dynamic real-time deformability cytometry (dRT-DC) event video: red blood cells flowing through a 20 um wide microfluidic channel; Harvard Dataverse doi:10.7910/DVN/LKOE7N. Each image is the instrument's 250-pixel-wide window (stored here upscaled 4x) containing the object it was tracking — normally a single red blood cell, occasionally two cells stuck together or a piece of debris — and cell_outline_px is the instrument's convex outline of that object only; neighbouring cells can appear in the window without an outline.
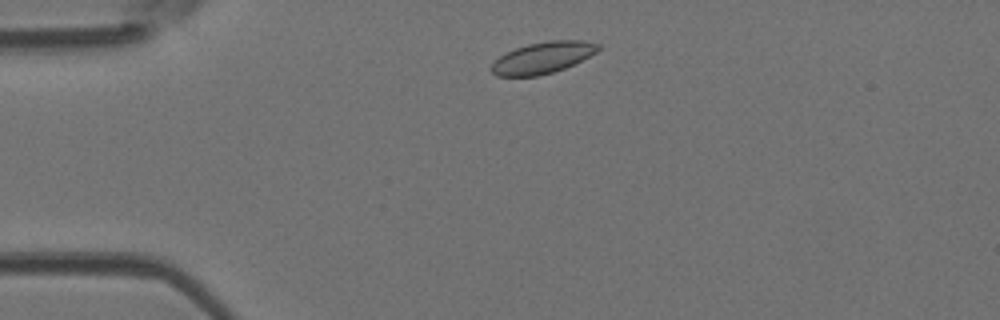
{"species": "Egyptian fruit bat (a non-hibernating species)", "species_latin": "Rousettus aegyptiacus", "temperature_condition": "room temperature", "stored_images_in_passage": 2, "camera_frame_rate_fps": 3000, "um_per_image_px": 0.085, "animal": {"sex": "female"}, "frame": {"image": 1, "passage_image": 1, "time_ms": 0.0, "image_size_px": [1000, 320], "cell_outline_px": [[600, 48], [596, 52], [564, 68], [552, 72], [536, 76], [496, 76], [488, 68], [500, 56], [516, 48], [528, 44], [548, 40], [584, 40], [600, 44]], "centroid_in_image_um": [46.11, 4.9], "position_along_channel_um": 38.9, "area_um2": 19.36}}